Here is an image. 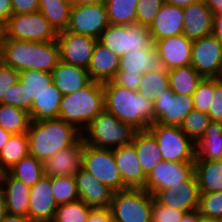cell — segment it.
I'll list each match as a JSON object with an SVG mask.
<instances>
[{"instance_id":"obj_23","label":"cell","mask_w":222,"mask_h":222,"mask_svg":"<svg viewBox=\"0 0 222 222\" xmlns=\"http://www.w3.org/2000/svg\"><path fill=\"white\" fill-rule=\"evenodd\" d=\"M119 62L120 57L97 40L87 68L91 80L101 84L112 81L118 71Z\"/></svg>"},{"instance_id":"obj_18","label":"cell","mask_w":222,"mask_h":222,"mask_svg":"<svg viewBox=\"0 0 222 222\" xmlns=\"http://www.w3.org/2000/svg\"><path fill=\"white\" fill-rule=\"evenodd\" d=\"M58 205L51 189V177L43 176L30 187L28 216L34 222H52Z\"/></svg>"},{"instance_id":"obj_45","label":"cell","mask_w":222,"mask_h":222,"mask_svg":"<svg viewBox=\"0 0 222 222\" xmlns=\"http://www.w3.org/2000/svg\"><path fill=\"white\" fill-rule=\"evenodd\" d=\"M164 0H138L136 9V23L150 27L158 14Z\"/></svg>"},{"instance_id":"obj_28","label":"cell","mask_w":222,"mask_h":222,"mask_svg":"<svg viewBox=\"0 0 222 222\" xmlns=\"http://www.w3.org/2000/svg\"><path fill=\"white\" fill-rule=\"evenodd\" d=\"M131 144L136 150L145 175L149 176L159 162L162 161L157 140L148 130L137 131Z\"/></svg>"},{"instance_id":"obj_17","label":"cell","mask_w":222,"mask_h":222,"mask_svg":"<svg viewBox=\"0 0 222 222\" xmlns=\"http://www.w3.org/2000/svg\"><path fill=\"white\" fill-rule=\"evenodd\" d=\"M192 43L193 41L184 34L166 37L154 42V48L160 55L162 67L170 70L190 65Z\"/></svg>"},{"instance_id":"obj_46","label":"cell","mask_w":222,"mask_h":222,"mask_svg":"<svg viewBox=\"0 0 222 222\" xmlns=\"http://www.w3.org/2000/svg\"><path fill=\"white\" fill-rule=\"evenodd\" d=\"M185 213L183 210L166 207L154 198L151 222H179Z\"/></svg>"},{"instance_id":"obj_52","label":"cell","mask_w":222,"mask_h":222,"mask_svg":"<svg viewBox=\"0 0 222 222\" xmlns=\"http://www.w3.org/2000/svg\"><path fill=\"white\" fill-rule=\"evenodd\" d=\"M86 222H113L109 208H92Z\"/></svg>"},{"instance_id":"obj_47","label":"cell","mask_w":222,"mask_h":222,"mask_svg":"<svg viewBox=\"0 0 222 222\" xmlns=\"http://www.w3.org/2000/svg\"><path fill=\"white\" fill-rule=\"evenodd\" d=\"M19 79V72L0 61V104L7 105V93Z\"/></svg>"},{"instance_id":"obj_24","label":"cell","mask_w":222,"mask_h":222,"mask_svg":"<svg viewBox=\"0 0 222 222\" xmlns=\"http://www.w3.org/2000/svg\"><path fill=\"white\" fill-rule=\"evenodd\" d=\"M183 17V8L163 3L149 27L154 42L166 37L182 34Z\"/></svg>"},{"instance_id":"obj_57","label":"cell","mask_w":222,"mask_h":222,"mask_svg":"<svg viewBox=\"0 0 222 222\" xmlns=\"http://www.w3.org/2000/svg\"><path fill=\"white\" fill-rule=\"evenodd\" d=\"M6 212V203H5V193L3 189L2 182L0 180V221L5 217Z\"/></svg>"},{"instance_id":"obj_2","label":"cell","mask_w":222,"mask_h":222,"mask_svg":"<svg viewBox=\"0 0 222 222\" xmlns=\"http://www.w3.org/2000/svg\"><path fill=\"white\" fill-rule=\"evenodd\" d=\"M0 61L21 72L38 70L52 73L60 62V50L56 41L35 42L7 38L0 50Z\"/></svg>"},{"instance_id":"obj_33","label":"cell","mask_w":222,"mask_h":222,"mask_svg":"<svg viewBox=\"0 0 222 222\" xmlns=\"http://www.w3.org/2000/svg\"><path fill=\"white\" fill-rule=\"evenodd\" d=\"M168 76L170 89L181 96L192 95L203 78L191 65L170 69Z\"/></svg>"},{"instance_id":"obj_32","label":"cell","mask_w":222,"mask_h":222,"mask_svg":"<svg viewBox=\"0 0 222 222\" xmlns=\"http://www.w3.org/2000/svg\"><path fill=\"white\" fill-rule=\"evenodd\" d=\"M39 12L56 33L67 30L70 22V0H38Z\"/></svg>"},{"instance_id":"obj_49","label":"cell","mask_w":222,"mask_h":222,"mask_svg":"<svg viewBox=\"0 0 222 222\" xmlns=\"http://www.w3.org/2000/svg\"><path fill=\"white\" fill-rule=\"evenodd\" d=\"M7 105L16 106L27 112V92L19 79L7 93Z\"/></svg>"},{"instance_id":"obj_60","label":"cell","mask_w":222,"mask_h":222,"mask_svg":"<svg viewBox=\"0 0 222 222\" xmlns=\"http://www.w3.org/2000/svg\"><path fill=\"white\" fill-rule=\"evenodd\" d=\"M7 41V22L0 20V50Z\"/></svg>"},{"instance_id":"obj_51","label":"cell","mask_w":222,"mask_h":222,"mask_svg":"<svg viewBox=\"0 0 222 222\" xmlns=\"http://www.w3.org/2000/svg\"><path fill=\"white\" fill-rule=\"evenodd\" d=\"M13 14H26L39 11L38 0H11Z\"/></svg>"},{"instance_id":"obj_10","label":"cell","mask_w":222,"mask_h":222,"mask_svg":"<svg viewBox=\"0 0 222 222\" xmlns=\"http://www.w3.org/2000/svg\"><path fill=\"white\" fill-rule=\"evenodd\" d=\"M7 38L21 41H56L57 33L39 12L12 14L7 21Z\"/></svg>"},{"instance_id":"obj_3","label":"cell","mask_w":222,"mask_h":222,"mask_svg":"<svg viewBox=\"0 0 222 222\" xmlns=\"http://www.w3.org/2000/svg\"><path fill=\"white\" fill-rule=\"evenodd\" d=\"M29 155L41 162L57 152L75 145L82 132L75 126L57 119L31 120L27 129Z\"/></svg>"},{"instance_id":"obj_35","label":"cell","mask_w":222,"mask_h":222,"mask_svg":"<svg viewBox=\"0 0 222 222\" xmlns=\"http://www.w3.org/2000/svg\"><path fill=\"white\" fill-rule=\"evenodd\" d=\"M169 88L168 70L162 68L160 70L145 72L141 77L137 92L154 103Z\"/></svg>"},{"instance_id":"obj_59","label":"cell","mask_w":222,"mask_h":222,"mask_svg":"<svg viewBox=\"0 0 222 222\" xmlns=\"http://www.w3.org/2000/svg\"><path fill=\"white\" fill-rule=\"evenodd\" d=\"M199 0H164V3L169 4V5H173V6H177L180 8H185L186 6L195 3Z\"/></svg>"},{"instance_id":"obj_42","label":"cell","mask_w":222,"mask_h":222,"mask_svg":"<svg viewBox=\"0 0 222 222\" xmlns=\"http://www.w3.org/2000/svg\"><path fill=\"white\" fill-rule=\"evenodd\" d=\"M210 122L211 119L208 114L193 109L183 120L180 129L196 144Z\"/></svg>"},{"instance_id":"obj_15","label":"cell","mask_w":222,"mask_h":222,"mask_svg":"<svg viewBox=\"0 0 222 222\" xmlns=\"http://www.w3.org/2000/svg\"><path fill=\"white\" fill-rule=\"evenodd\" d=\"M154 198L162 205L191 212L198 210L200 192L198 180L193 173L186 181L159 190Z\"/></svg>"},{"instance_id":"obj_16","label":"cell","mask_w":222,"mask_h":222,"mask_svg":"<svg viewBox=\"0 0 222 222\" xmlns=\"http://www.w3.org/2000/svg\"><path fill=\"white\" fill-rule=\"evenodd\" d=\"M194 173V163L160 161L156 168L147 176L143 189L151 195L171 185L186 181Z\"/></svg>"},{"instance_id":"obj_13","label":"cell","mask_w":222,"mask_h":222,"mask_svg":"<svg viewBox=\"0 0 222 222\" xmlns=\"http://www.w3.org/2000/svg\"><path fill=\"white\" fill-rule=\"evenodd\" d=\"M155 123L180 127L185 117L194 109L192 95H178L169 88L153 103Z\"/></svg>"},{"instance_id":"obj_21","label":"cell","mask_w":222,"mask_h":222,"mask_svg":"<svg viewBox=\"0 0 222 222\" xmlns=\"http://www.w3.org/2000/svg\"><path fill=\"white\" fill-rule=\"evenodd\" d=\"M114 159L123 184L127 188L143 189L147 176L140 165L136 150L132 144L113 149Z\"/></svg>"},{"instance_id":"obj_36","label":"cell","mask_w":222,"mask_h":222,"mask_svg":"<svg viewBox=\"0 0 222 222\" xmlns=\"http://www.w3.org/2000/svg\"><path fill=\"white\" fill-rule=\"evenodd\" d=\"M19 80L27 92V112L30 114L33 100L53 83L52 73L38 70L21 71Z\"/></svg>"},{"instance_id":"obj_54","label":"cell","mask_w":222,"mask_h":222,"mask_svg":"<svg viewBox=\"0 0 222 222\" xmlns=\"http://www.w3.org/2000/svg\"><path fill=\"white\" fill-rule=\"evenodd\" d=\"M13 14L11 0H0V20L7 22Z\"/></svg>"},{"instance_id":"obj_50","label":"cell","mask_w":222,"mask_h":222,"mask_svg":"<svg viewBox=\"0 0 222 222\" xmlns=\"http://www.w3.org/2000/svg\"><path fill=\"white\" fill-rule=\"evenodd\" d=\"M142 75H126V73H116L112 82L116 85L137 91Z\"/></svg>"},{"instance_id":"obj_63","label":"cell","mask_w":222,"mask_h":222,"mask_svg":"<svg viewBox=\"0 0 222 222\" xmlns=\"http://www.w3.org/2000/svg\"><path fill=\"white\" fill-rule=\"evenodd\" d=\"M199 222H222V221L218 219L207 218V217L201 216L199 212Z\"/></svg>"},{"instance_id":"obj_43","label":"cell","mask_w":222,"mask_h":222,"mask_svg":"<svg viewBox=\"0 0 222 222\" xmlns=\"http://www.w3.org/2000/svg\"><path fill=\"white\" fill-rule=\"evenodd\" d=\"M214 95V78L204 77L192 94L194 109L208 114Z\"/></svg>"},{"instance_id":"obj_22","label":"cell","mask_w":222,"mask_h":222,"mask_svg":"<svg viewBox=\"0 0 222 222\" xmlns=\"http://www.w3.org/2000/svg\"><path fill=\"white\" fill-rule=\"evenodd\" d=\"M183 32L188 39L197 40L212 34L213 13L204 0L183 8Z\"/></svg>"},{"instance_id":"obj_27","label":"cell","mask_w":222,"mask_h":222,"mask_svg":"<svg viewBox=\"0 0 222 222\" xmlns=\"http://www.w3.org/2000/svg\"><path fill=\"white\" fill-rule=\"evenodd\" d=\"M161 59L155 50H133L120 57L117 73L143 75L145 72L162 69Z\"/></svg>"},{"instance_id":"obj_6","label":"cell","mask_w":222,"mask_h":222,"mask_svg":"<svg viewBox=\"0 0 222 222\" xmlns=\"http://www.w3.org/2000/svg\"><path fill=\"white\" fill-rule=\"evenodd\" d=\"M98 41L119 57L136 49H154V40L149 27L141 26L138 23L129 25L109 24Z\"/></svg>"},{"instance_id":"obj_62","label":"cell","mask_w":222,"mask_h":222,"mask_svg":"<svg viewBox=\"0 0 222 222\" xmlns=\"http://www.w3.org/2000/svg\"><path fill=\"white\" fill-rule=\"evenodd\" d=\"M72 5H86L94 3H105L106 0H70Z\"/></svg>"},{"instance_id":"obj_39","label":"cell","mask_w":222,"mask_h":222,"mask_svg":"<svg viewBox=\"0 0 222 222\" xmlns=\"http://www.w3.org/2000/svg\"><path fill=\"white\" fill-rule=\"evenodd\" d=\"M7 172L31 187L44 176L43 162L31 155H27Z\"/></svg>"},{"instance_id":"obj_8","label":"cell","mask_w":222,"mask_h":222,"mask_svg":"<svg viewBox=\"0 0 222 222\" xmlns=\"http://www.w3.org/2000/svg\"><path fill=\"white\" fill-rule=\"evenodd\" d=\"M148 131L157 140L163 161L194 163L196 144L186 136L180 127L153 123Z\"/></svg>"},{"instance_id":"obj_19","label":"cell","mask_w":222,"mask_h":222,"mask_svg":"<svg viewBox=\"0 0 222 222\" xmlns=\"http://www.w3.org/2000/svg\"><path fill=\"white\" fill-rule=\"evenodd\" d=\"M84 140L81 138L75 145L63 149L43 162L44 176H74L83 166L82 154Z\"/></svg>"},{"instance_id":"obj_37","label":"cell","mask_w":222,"mask_h":222,"mask_svg":"<svg viewBox=\"0 0 222 222\" xmlns=\"http://www.w3.org/2000/svg\"><path fill=\"white\" fill-rule=\"evenodd\" d=\"M30 122V114L25 110L13 105L0 104V127L9 133H26Z\"/></svg>"},{"instance_id":"obj_5","label":"cell","mask_w":222,"mask_h":222,"mask_svg":"<svg viewBox=\"0 0 222 222\" xmlns=\"http://www.w3.org/2000/svg\"><path fill=\"white\" fill-rule=\"evenodd\" d=\"M136 132L131 125L119 121L104 109L82 132V139L96 148L114 149L131 144Z\"/></svg>"},{"instance_id":"obj_44","label":"cell","mask_w":222,"mask_h":222,"mask_svg":"<svg viewBox=\"0 0 222 222\" xmlns=\"http://www.w3.org/2000/svg\"><path fill=\"white\" fill-rule=\"evenodd\" d=\"M200 215L222 221V191L212 193H200Z\"/></svg>"},{"instance_id":"obj_41","label":"cell","mask_w":222,"mask_h":222,"mask_svg":"<svg viewBox=\"0 0 222 222\" xmlns=\"http://www.w3.org/2000/svg\"><path fill=\"white\" fill-rule=\"evenodd\" d=\"M51 189L57 205L79 200L74 176L51 177Z\"/></svg>"},{"instance_id":"obj_14","label":"cell","mask_w":222,"mask_h":222,"mask_svg":"<svg viewBox=\"0 0 222 222\" xmlns=\"http://www.w3.org/2000/svg\"><path fill=\"white\" fill-rule=\"evenodd\" d=\"M56 40L61 62L88 68L97 39L65 30L57 33Z\"/></svg>"},{"instance_id":"obj_31","label":"cell","mask_w":222,"mask_h":222,"mask_svg":"<svg viewBox=\"0 0 222 222\" xmlns=\"http://www.w3.org/2000/svg\"><path fill=\"white\" fill-rule=\"evenodd\" d=\"M194 173L198 180L200 193L222 191V159L195 161Z\"/></svg>"},{"instance_id":"obj_61","label":"cell","mask_w":222,"mask_h":222,"mask_svg":"<svg viewBox=\"0 0 222 222\" xmlns=\"http://www.w3.org/2000/svg\"><path fill=\"white\" fill-rule=\"evenodd\" d=\"M11 135L12 134L9 133L7 130L0 127V151L5 146Z\"/></svg>"},{"instance_id":"obj_55","label":"cell","mask_w":222,"mask_h":222,"mask_svg":"<svg viewBox=\"0 0 222 222\" xmlns=\"http://www.w3.org/2000/svg\"><path fill=\"white\" fill-rule=\"evenodd\" d=\"M0 222H34L29 216L6 214Z\"/></svg>"},{"instance_id":"obj_48","label":"cell","mask_w":222,"mask_h":222,"mask_svg":"<svg viewBox=\"0 0 222 222\" xmlns=\"http://www.w3.org/2000/svg\"><path fill=\"white\" fill-rule=\"evenodd\" d=\"M208 115L211 121L222 122V77L214 78V95Z\"/></svg>"},{"instance_id":"obj_11","label":"cell","mask_w":222,"mask_h":222,"mask_svg":"<svg viewBox=\"0 0 222 222\" xmlns=\"http://www.w3.org/2000/svg\"><path fill=\"white\" fill-rule=\"evenodd\" d=\"M109 24L105 3L72 5L67 31L98 40Z\"/></svg>"},{"instance_id":"obj_38","label":"cell","mask_w":222,"mask_h":222,"mask_svg":"<svg viewBox=\"0 0 222 222\" xmlns=\"http://www.w3.org/2000/svg\"><path fill=\"white\" fill-rule=\"evenodd\" d=\"M138 0H106L109 23L112 25H129L136 23Z\"/></svg>"},{"instance_id":"obj_53","label":"cell","mask_w":222,"mask_h":222,"mask_svg":"<svg viewBox=\"0 0 222 222\" xmlns=\"http://www.w3.org/2000/svg\"><path fill=\"white\" fill-rule=\"evenodd\" d=\"M212 35L222 44V12L213 14V30Z\"/></svg>"},{"instance_id":"obj_25","label":"cell","mask_w":222,"mask_h":222,"mask_svg":"<svg viewBox=\"0 0 222 222\" xmlns=\"http://www.w3.org/2000/svg\"><path fill=\"white\" fill-rule=\"evenodd\" d=\"M0 180L5 193L6 212L28 216L30 186L8 172L0 173Z\"/></svg>"},{"instance_id":"obj_12","label":"cell","mask_w":222,"mask_h":222,"mask_svg":"<svg viewBox=\"0 0 222 222\" xmlns=\"http://www.w3.org/2000/svg\"><path fill=\"white\" fill-rule=\"evenodd\" d=\"M190 65L204 78L222 77V44L212 34L193 40Z\"/></svg>"},{"instance_id":"obj_40","label":"cell","mask_w":222,"mask_h":222,"mask_svg":"<svg viewBox=\"0 0 222 222\" xmlns=\"http://www.w3.org/2000/svg\"><path fill=\"white\" fill-rule=\"evenodd\" d=\"M92 207L83 200L58 205L52 222H86Z\"/></svg>"},{"instance_id":"obj_7","label":"cell","mask_w":222,"mask_h":222,"mask_svg":"<svg viewBox=\"0 0 222 222\" xmlns=\"http://www.w3.org/2000/svg\"><path fill=\"white\" fill-rule=\"evenodd\" d=\"M153 200L145 189L113 192L109 207L113 222H151Z\"/></svg>"},{"instance_id":"obj_9","label":"cell","mask_w":222,"mask_h":222,"mask_svg":"<svg viewBox=\"0 0 222 222\" xmlns=\"http://www.w3.org/2000/svg\"><path fill=\"white\" fill-rule=\"evenodd\" d=\"M82 168L115 191L128 189L116 165L113 149L96 148L84 142Z\"/></svg>"},{"instance_id":"obj_29","label":"cell","mask_w":222,"mask_h":222,"mask_svg":"<svg viewBox=\"0 0 222 222\" xmlns=\"http://www.w3.org/2000/svg\"><path fill=\"white\" fill-rule=\"evenodd\" d=\"M222 159V122L211 121L196 143L195 161Z\"/></svg>"},{"instance_id":"obj_34","label":"cell","mask_w":222,"mask_h":222,"mask_svg":"<svg viewBox=\"0 0 222 222\" xmlns=\"http://www.w3.org/2000/svg\"><path fill=\"white\" fill-rule=\"evenodd\" d=\"M27 155H29L27 133L12 134L0 151V173L7 172Z\"/></svg>"},{"instance_id":"obj_26","label":"cell","mask_w":222,"mask_h":222,"mask_svg":"<svg viewBox=\"0 0 222 222\" xmlns=\"http://www.w3.org/2000/svg\"><path fill=\"white\" fill-rule=\"evenodd\" d=\"M53 83L62 95L72 94L92 80L87 69L59 62L52 71Z\"/></svg>"},{"instance_id":"obj_20","label":"cell","mask_w":222,"mask_h":222,"mask_svg":"<svg viewBox=\"0 0 222 222\" xmlns=\"http://www.w3.org/2000/svg\"><path fill=\"white\" fill-rule=\"evenodd\" d=\"M77 193L92 208H109L113 190L83 168L74 175Z\"/></svg>"},{"instance_id":"obj_58","label":"cell","mask_w":222,"mask_h":222,"mask_svg":"<svg viewBox=\"0 0 222 222\" xmlns=\"http://www.w3.org/2000/svg\"><path fill=\"white\" fill-rule=\"evenodd\" d=\"M179 222H199V210L186 212Z\"/></svg>"},{"instance_id":"obj_56","label":"cell","mask_w":222,"mask_h":222,"mask_svg":"<svg viewBox=\"0 0 222 222\" xmlns=\"http://www.w3.org/2000/svg\"><path fill=\"white\" fill-rule=\"evenodd\" d=\"M213 14L222 12V0H204Z\"/></svg>"},{"instance_id":"obj_30","label":"cell","mask_w":222,"mask_h":222,"mask_svg":"<svg viewBox=\"0 0 222 222\" xmlns=\"http://www.w3.org/2000/svg\"><path fill=\"white\" fill-rule=\"evenodd\" d=\"M62 96L54 83L47 86L32 102L31 120L57 119Z\"/></svg>"},{"instance_id":"obj_1","label":"cell","mask_w":222,"mask_h":222,"mask_svg":"<svg viewBox=\"0 0 222 222\" xmlns=\"http://www.w3.org/2000/svg\"><path fill=\"white\" fill-rule=\"evenodd\" d=\"M105 110L119 121L131 125L137 131L148 130L155 122L153 103L137 91L114 84L103 83Z\"/></svg>"},{"instance_id":"obj_4","label":"cell","mask_w":222,"mask_h":222,"mask_svg":"<svg viewBox=\"0 0 222 222\" xmlns=\"http://www.w3.org/2000/svg\"><path fill=\"white\" fill-rule=\"evenodd\" d=\"M104 109L103 84L91 81L84 88L62 96L58 118L83 132Z\"/></svg>"}]
</instances>
